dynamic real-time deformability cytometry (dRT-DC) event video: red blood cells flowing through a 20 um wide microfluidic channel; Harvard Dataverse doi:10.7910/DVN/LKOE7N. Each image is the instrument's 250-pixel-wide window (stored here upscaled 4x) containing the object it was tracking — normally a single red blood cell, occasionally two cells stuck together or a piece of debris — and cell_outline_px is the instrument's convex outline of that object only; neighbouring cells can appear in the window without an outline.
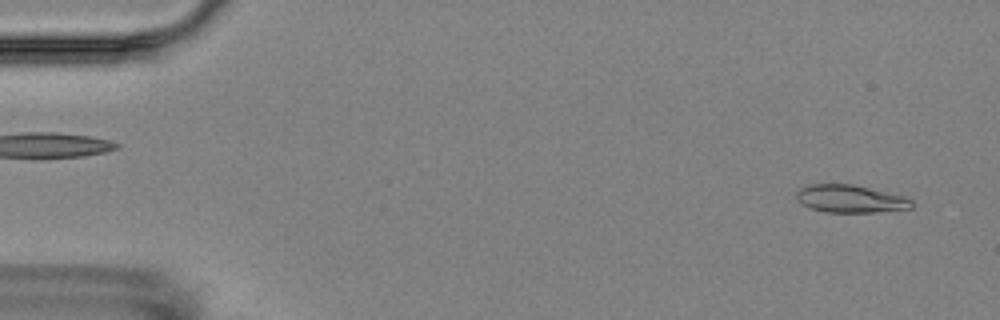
{"species": "Egyptian fruit bat (a non-hibernating species)", "species_latin": "Rousettus aegyptiacus", "temperature_condition": "room temperature", "stored_images_in_passage": 6, "camera_frame_rate_fps": 3000, "um_per_image_px": 0.085, "animal": {"sex": "female"}, "frame": {"image": 1, "passage_image": 6, "time_ms": 6.0, "image_size_px": [1000, 320], "cell_outline_px": [[912, 208], [876, 212], [824, 212], [808, 208], [800, 204], [796, 200], [796, 192], [800, 188], [812, 184], [852, 184], [904, 196], [912, 200]], "centroid_in_image_um": [72.23, 16.9], "position_along_channel_um": 12.8, "area_um2": 18.67}}